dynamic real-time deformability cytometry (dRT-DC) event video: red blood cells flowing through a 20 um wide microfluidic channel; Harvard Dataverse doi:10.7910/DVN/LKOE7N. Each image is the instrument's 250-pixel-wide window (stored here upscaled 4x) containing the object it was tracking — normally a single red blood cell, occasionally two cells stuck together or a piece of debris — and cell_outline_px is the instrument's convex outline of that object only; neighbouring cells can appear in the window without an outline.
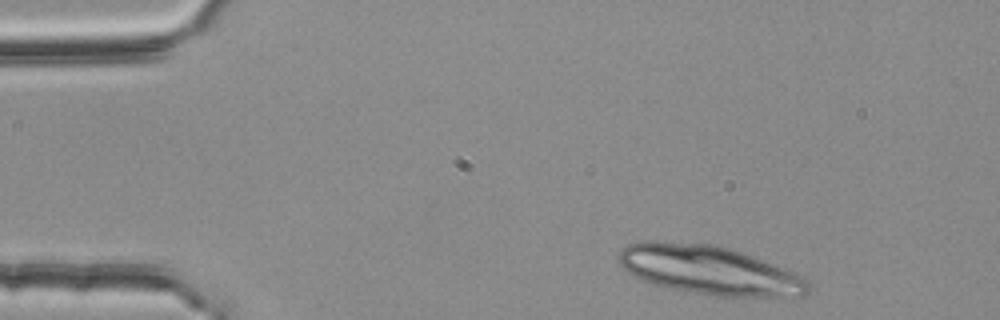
{"species": "common noctule bat (a hibernating species)", "species_latin": "Nyctalus noctula", "temperature_condition": "room temperature", "stored_images_in_passage": 4, "camera_frame_rate_fps": 3000, "um_per_image_px": 0.085, "animal": {"sex": "female", "body_mass_g": 25.1}, "frame": {"image": 1, "passage_image": 1, "time_ms": 0.0, "image_size_px": [1000, 320], "cell_outline_px": [[812, 288], [804, 296], [716, 296], [692, 292], [652, 284], [640, 280], [628, 272], [620, 264], [616, 256], [628, 244], [640, 240], [656, 240], [716, 244], [764, 260], [796, 272], [804, 276], [812, 284]], "centroid_in_image_um": [60.29, 22.94], "position_along_channel_um": 24.7, "area_um2": 54.45}}